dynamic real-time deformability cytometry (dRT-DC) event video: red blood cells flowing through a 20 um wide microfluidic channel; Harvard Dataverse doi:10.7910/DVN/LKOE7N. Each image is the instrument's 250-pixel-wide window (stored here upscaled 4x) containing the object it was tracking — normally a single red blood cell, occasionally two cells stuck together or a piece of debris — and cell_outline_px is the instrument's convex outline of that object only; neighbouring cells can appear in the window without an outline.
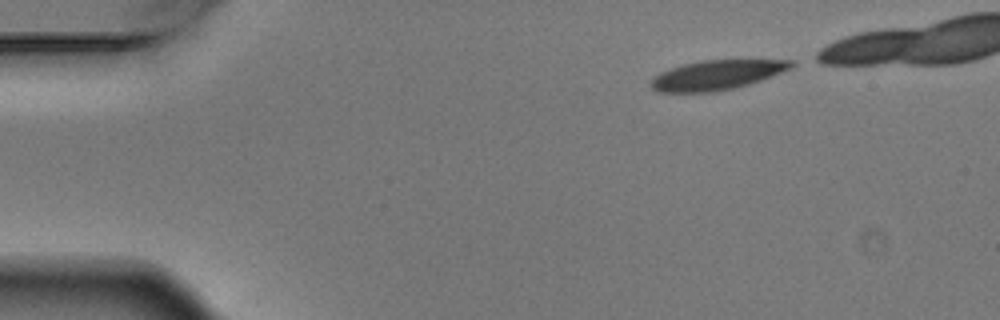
{"species": "Egyptian fruit bat (a non-hibernating species)", "species_latin": "Rousettus aegyptiacus", "temperature_condition": "warm", "stored_images_in_passage": 4, "camera_frame_rate_fps": 3000, "um_per_image_px": 0.085, "animal": {"sex": "male"}, "frame": {"image": 1, "passage_image": 1, "time_ms": 0.0, "image_size_px": [1000, 320], "cell_outline_px": [[796, 64], [780, 72], [760, 80], [748, 84], [732, 88], [712, 92], [660, 92], [652, 88], [648, 84], [660, 72], [684, 64], [704, 60], [792, 60]], "centroid_in_image_um": [60.89, 6.37], "position_along_channel_um": 24.1, "area_um2": 23.7}}
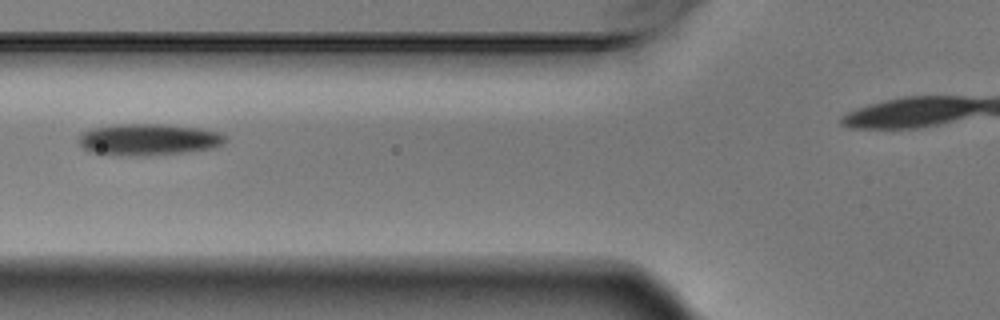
{"frame": {"image": 2, "passage_image": 4, "time_ms": 1.0, "image_size_px": [1000, 320], "cell_outline_px": [[228, 140], [212, 148], [180, 152], [144, 156], [120, 156], [92, 152], [84, 148], [76, 140], [84, 132], [92, 128], [116, 124], [164, 124], [200, 128], [220, 132], [228, 136]], "centroid_in_image_um": [12.62, 11.85], "position_along_channel_um": 113.2, "area_um2": 27.05}}